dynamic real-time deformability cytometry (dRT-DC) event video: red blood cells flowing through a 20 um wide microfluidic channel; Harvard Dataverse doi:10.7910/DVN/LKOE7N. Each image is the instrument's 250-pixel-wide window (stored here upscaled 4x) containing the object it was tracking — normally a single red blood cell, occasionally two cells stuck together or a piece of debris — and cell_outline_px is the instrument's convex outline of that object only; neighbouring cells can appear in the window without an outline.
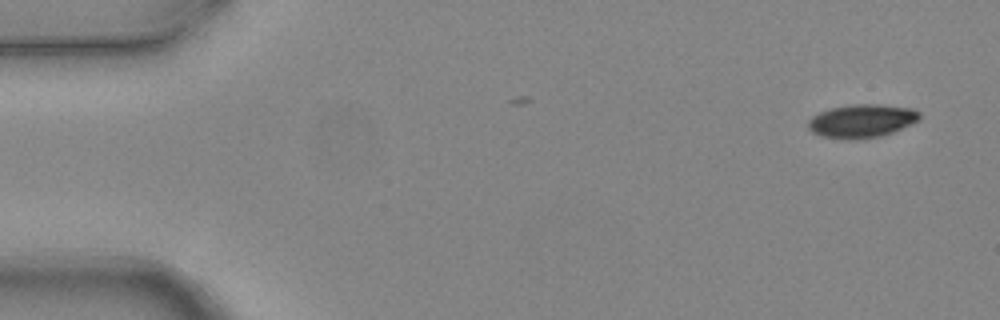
{"species": "common noctule bat (a hibernating species)", "species_latin": "Nyctalus noctula", "temperature_condition": "warm", "stored_images_in_passage": 4, "segment_of_instrument_passage": [2, 2], "camera_frame_rate_fps": 3000, "um_per_image_px": 0.085, "animal": {"sex": "female", "body_mass_g": 24.6, "forearm_length_mm": 56.2}, "frame": {"image": 1, "passage_image": 4, "time_ms": 1.0, "image_size_px": [1000, 320], "cell_outline_px": [[920, 120], [912, 124], [892, 132], [880, 136], [852, 140], [848, 140], [820, 136], [812, 132], [808, 128], [808, 120], [812, 116], [820, 112], [832, 108], [848, 104], [880, 104], [916, 108], [920, 112]], "centroid_in_image_um": [73.27, 10.27], "position_along_channel_um": 11.7, "area_um2": 21.96}}